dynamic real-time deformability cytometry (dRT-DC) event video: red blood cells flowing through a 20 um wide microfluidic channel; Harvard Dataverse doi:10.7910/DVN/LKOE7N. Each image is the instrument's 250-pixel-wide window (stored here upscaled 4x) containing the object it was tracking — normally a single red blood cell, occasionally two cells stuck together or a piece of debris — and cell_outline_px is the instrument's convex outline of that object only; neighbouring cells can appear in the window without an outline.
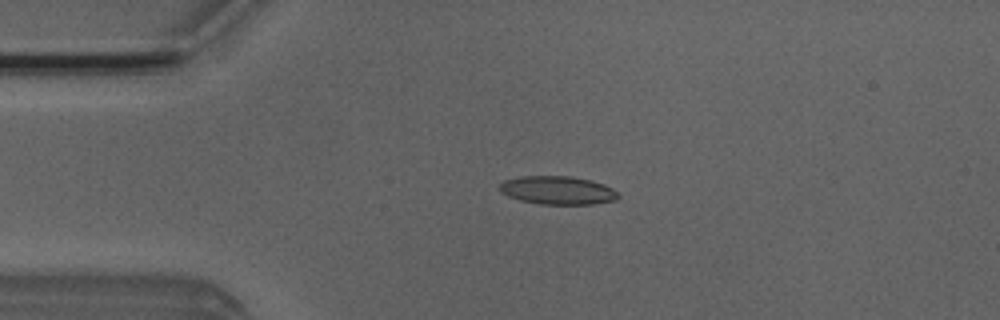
{"species": "Egyptian fruit bat (a non-hibernating species)", "species_latin": "Rousettus aegyptiacus", "temperature_condition": "room temperature", "stored_images_in_passage": 4, "camera_frame_rate_fps": 3000, "um_per_image_px": 0.085, "animal": {"sex": "male"}, "frame": {"image": 1, "passage_image": 4, "time_ms": 1.0, "image_size_px": [1000, 320], "cell_outline_px": [[620, 196], [616, 200], [592, 204], [540, 204], [520, 200], [508, 196], [500, 192], [500, 184], [504, 180], [520, 176], [568, 176], [592, 180], [604, 184], [612, 188]], "centroid_in_image_um": [47.4, 16.17], "position_along_channel_um": 37.6, "area_um2": 19.59}}